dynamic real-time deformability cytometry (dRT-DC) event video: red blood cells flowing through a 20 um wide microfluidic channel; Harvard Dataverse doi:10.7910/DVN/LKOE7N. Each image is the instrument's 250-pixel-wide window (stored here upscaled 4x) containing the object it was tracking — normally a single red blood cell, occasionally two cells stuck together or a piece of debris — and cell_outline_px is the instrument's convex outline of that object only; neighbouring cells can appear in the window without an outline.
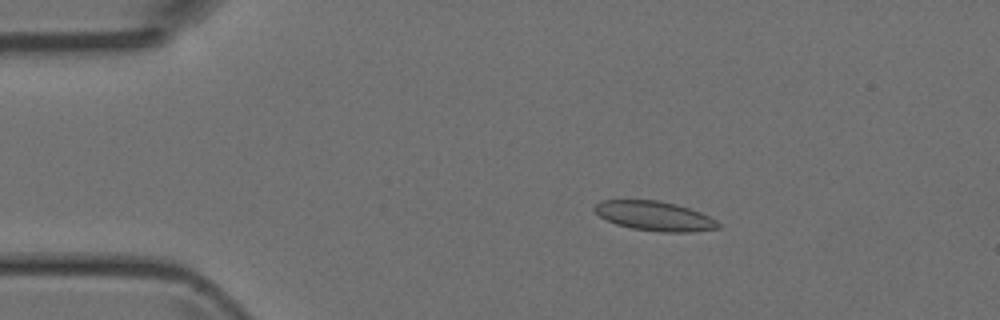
{"species": "Egyptian fruit bat (a non-hibernating species)", "species_latin": "Rousettus aegyptiacus", "temperature_condition": "room temperature", "stored_images_in_passage": 50, "camera_frame_rate_fps": 3000, "um_per_image_px": 0.085, "animal": {"sex": "female"}, "frame": {"image": 1, "passage_image": 9, "time_ms": 2.667, "image_size_px": [1000, 320], "cell_outline_px": [[720, 228], [692, 232], [660, 232], [632, 228], [616, 224], [600, 216], [592, 208], [600, 200], [660, 200], [676, 204], [700, 212], [716, 220], [720, 224]], "centroid_in_image_um": [55.64, 18.36], "position_along_channel_um": 29.4, "area_um2": 21.21}}
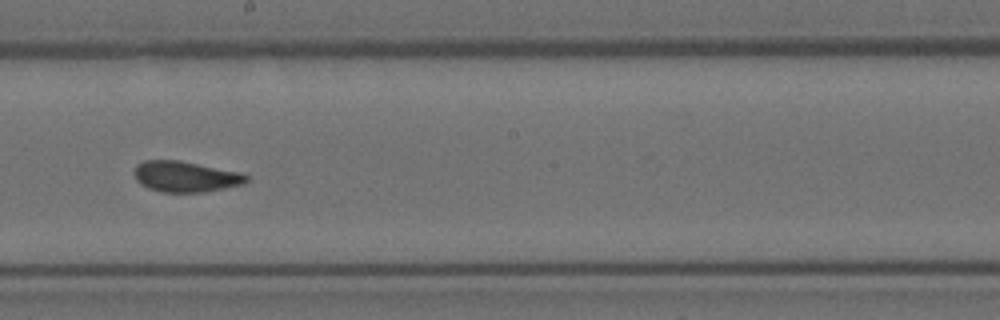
{"frame": {"image": 2, "passage_image": 28, "time_ms": 9.0, "image_size_px": [1000, 320], "cell_outline_px": [[248, 180], [244, 184], [204, 192], [160, 192], [148, 188], [140, 184], [136, 180], [136, 164], [144, 160], [180, 160], [240, 172], [248, 176]], "centroid_in_image_um": [15.77, 15.01], "position_along_channel_um": 232.4, "area_um2": 20.11}}
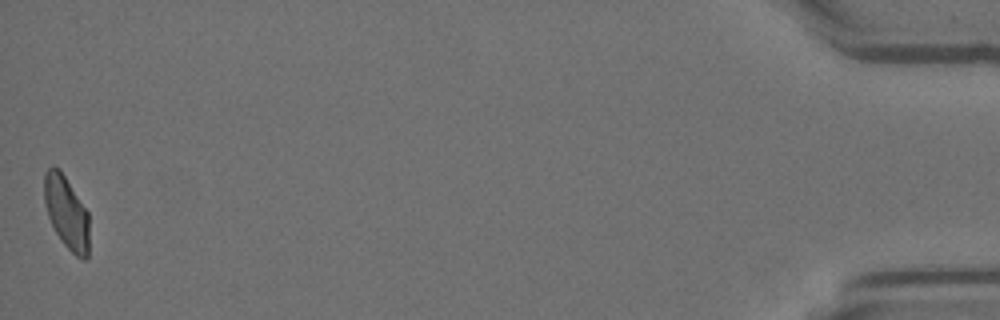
{"frame": {"image": 3, "passage_image": 50, "time_ms": 16.333, "image_size_px": [1000, 320], "cell_outline_px": [[88, 256], [84, 260], [76, 256], [60, 240], [48, 216], [44, 200], [44, 172], [52, 164], [60, 168], [88, 212]], "centroid_in_image_um": [5.63, 18.02], "position_along_channel_um": 429.6, "area_um2": 19.07}}